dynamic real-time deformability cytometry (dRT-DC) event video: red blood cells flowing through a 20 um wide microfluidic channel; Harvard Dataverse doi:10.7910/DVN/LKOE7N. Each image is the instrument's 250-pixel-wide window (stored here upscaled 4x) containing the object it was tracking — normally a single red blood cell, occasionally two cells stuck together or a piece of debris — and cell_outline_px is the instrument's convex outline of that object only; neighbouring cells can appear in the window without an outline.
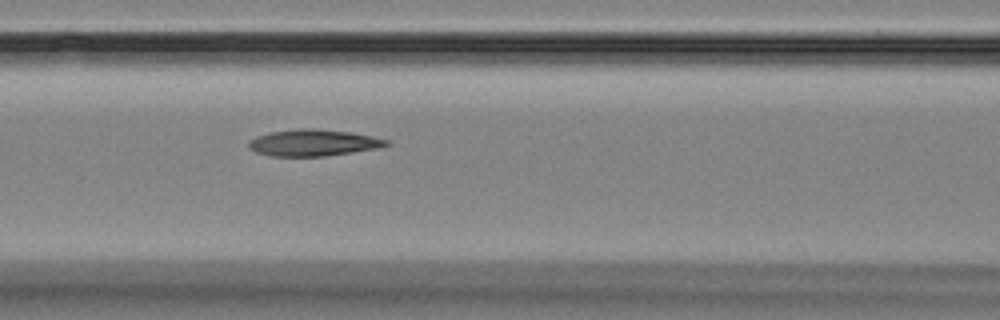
{"species": "Egyptian fruit bat (a non-hibernating species)", "species_latin": "Rousettus aegyptiacus", "temperature_condition": "room temperature", "stored_images_in_passage": 7, "segment_of_instrument_passage": [1, 2], "camera_frame_rate_fps": 3000, "um_per_image_px": 0.085, "animal": {"sex": "female"}, "frame": {"image": 1, "passage_image": 6, "time_ms": 7.0, "image_size_px": [1000, 320], "cell_outline_px": [[392, 144], [376, 148], [352, 152], [324, 156], [272, 156], [256, 152], [248, 148], [248, 140], [256, 136], [268, 132], [304, 128], [312, 128], [348, 132], [372, 136], [392, 140]], "centroid_in_image_um": [26.62, 12.13], "position_along_channel_um": 140.0, "area_um2": 21.33}}